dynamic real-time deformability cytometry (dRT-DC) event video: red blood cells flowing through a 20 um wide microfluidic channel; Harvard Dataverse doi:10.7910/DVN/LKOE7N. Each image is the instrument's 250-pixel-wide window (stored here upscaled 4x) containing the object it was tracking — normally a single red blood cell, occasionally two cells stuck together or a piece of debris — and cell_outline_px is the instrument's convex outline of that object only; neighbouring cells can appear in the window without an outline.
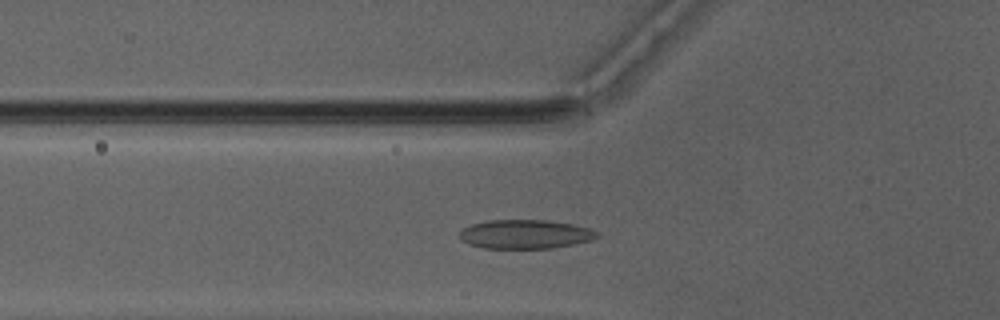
{"species": "Egyptian fruit bat (a non-hibernating species)", "species_latin": "Rousettus aegyptiacus", "temperature_condition": "warm", "stored_images_in_passage": 44, "camera_frame_rate_fps": 3000, "um_per_image_px": 0.085, "animal": {"sex": "male"}, "frame": {"image": 1, "passage_image": 12, "time_ms": 3.667, "image_size_px": [1000, 320], "cell_outline_px": [[600, 236], [592, 240], [552, 248], [484, 248], [468, 244], [460, 240], [460, 232], [464, 228], [472, 224], [488, 220], [548, 220], [576, 224], [600, 232]], "centroid_in_image_um": [44.68, 19.9], "position_along_channel_um": 81.1, "area_um2": 23.35}}
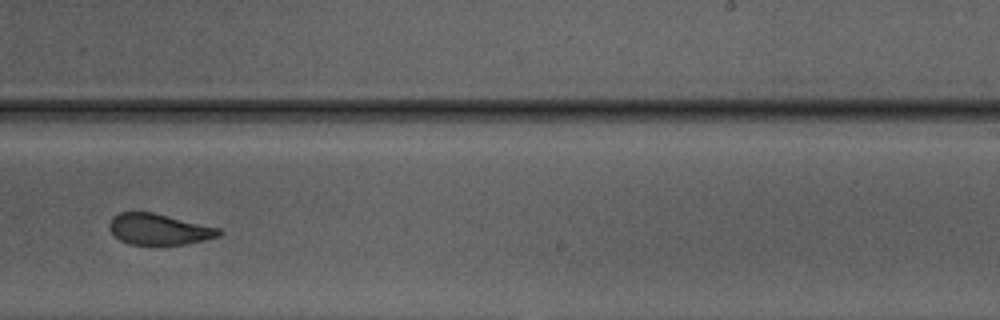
{"frame": {"image": 2, "passage_image": 26, "time_ms": 8.333, "image_size_px": [1000, 320], "cell_outline_px": [[224, 232], [220, 236], [204, 240], [184, 244], [128, 244], [120, 240], [108, 228], [108, 224], [112, 216], [120, 212], [152, 212], [220, 228]], "centroid_in_image_um": [13.51, 19.48], "position_along_channel_um": 275.5, "area_um2": 19.77}}
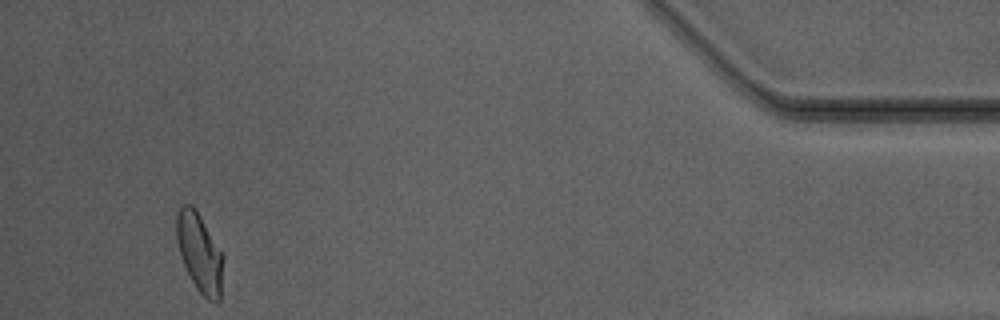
{"frame": {"image": 3, "passage_image": 41, "time_ms": 13.333, "image_size_px": [1000, 320], "cell_outline_px": [[224, 256], [220, 300], [216, 304], [208, 300], [196, 288], [180, 256], [176, 240], [176, 216], [180, 208], [184, 204], [192, 204], [196, 208]], "centroid_in_image_um": [16.97, 21.48], "position_along_channel_um": 418.2, "area_um2": 21.56}, "authors_computed_cell_mechanics": {"area_um2": 21.6172, "velocity_mm_per_s": 4.1564, "shape_relaxation_time_tau1_ms": 4.4464, "shape_relaxation_time_tau2_ms": 1.1647, "deformation_change_tau1": 0.1439, "deformation_change_tau2": 0.0735}}